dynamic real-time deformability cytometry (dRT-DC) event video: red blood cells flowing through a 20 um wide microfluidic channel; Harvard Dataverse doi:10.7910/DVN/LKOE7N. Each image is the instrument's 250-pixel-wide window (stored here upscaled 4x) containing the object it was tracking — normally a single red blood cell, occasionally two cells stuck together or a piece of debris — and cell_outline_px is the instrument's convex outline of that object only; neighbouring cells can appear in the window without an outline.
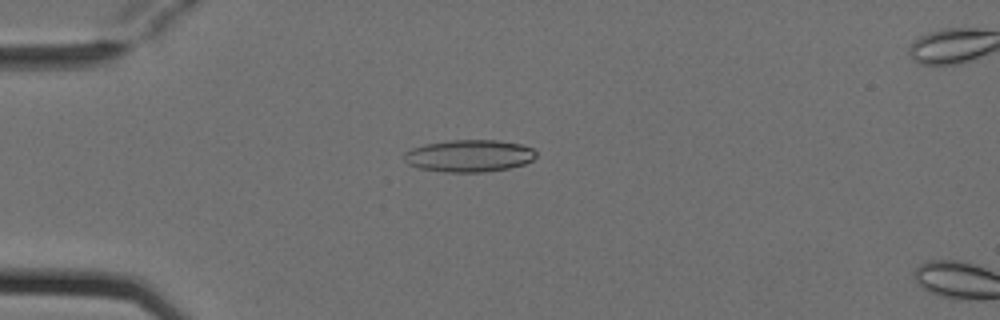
{"species": "Egyptian fruit bat (a non-hibernating species)", "species_latin": "Rousettus aegyptiacus", "temperature_condition": "cold", "stored_images_in_passage": 5, "camera_frame_rate_fps": 3000, "um_per_image_px": 0.085, "animal": {"sex": "female"}, "frame": {"image": 1, "passage_image": 4, "time_ms": 1.0, "image_size_px": [1000, 320], "cell_outline_px": [[536, 156], [532, 160], [524, 164], [508, 168], [484, 172], [444, 172], [420, 168], [408, 164], [404, 160], [404, 152], [412, 148], [424, 144], [452, 140], [500, 140], [520, 144], [532, 148], [536, 152]], "centroid_in_image_um": [39.87, 13.24], "position_along_channel_um": 45.1, "area_um2": 24.74}}